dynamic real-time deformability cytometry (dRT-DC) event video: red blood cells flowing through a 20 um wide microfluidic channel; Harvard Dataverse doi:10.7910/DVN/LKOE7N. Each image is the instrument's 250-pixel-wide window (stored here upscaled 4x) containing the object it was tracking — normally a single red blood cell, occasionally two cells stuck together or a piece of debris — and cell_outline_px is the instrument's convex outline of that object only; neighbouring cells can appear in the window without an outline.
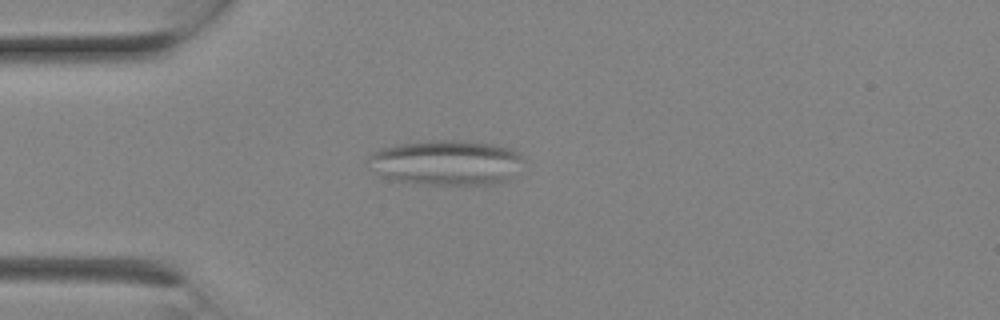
{"species": "Egyptian fruit bat (a non-hibernating species)", "species_latin": "Rousettus aegyptiacus", "temperature_condition": "room temperature", "stored_images_in_passage": 1, "camera_frame_rate_fps": 3000, "um_per_image_px": 0.085, "animal": {"sex": "female"}, "frame": {"image": 1, "passage_image": 1, "time_ms": 0.0, "image_size_px": [1000, 320], "cell_outline_px": [[528, 160], [508, 180], [500, 184], [424, 184], [392, 180], [380, 176], [372, 168], [368, 156], [372, 152], [380, 148], [396, 144], [440, 140], [452, 140], [488, 144], [512, 148], [520, 152]], "centroid_in_image_um": [38.0, 13.83], "position_along_channel_um": 47.0, "area_um2": 41.04}}